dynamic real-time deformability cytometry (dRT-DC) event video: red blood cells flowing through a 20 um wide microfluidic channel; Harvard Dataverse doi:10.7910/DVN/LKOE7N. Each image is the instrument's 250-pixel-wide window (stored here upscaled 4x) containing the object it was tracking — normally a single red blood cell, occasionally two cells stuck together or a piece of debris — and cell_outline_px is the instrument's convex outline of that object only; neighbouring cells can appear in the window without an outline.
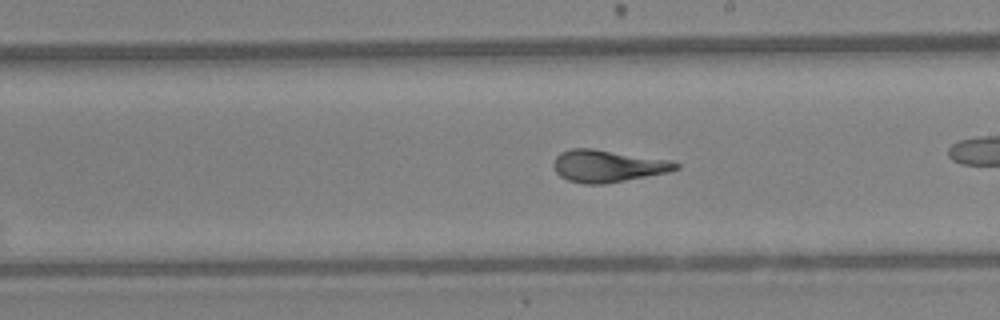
{"species": "Egyptian fruit bat (a non-hibernating species)", "species_latin": "Rousettus aegyptiacus", "temperature_condition": "warm", "stored_images_in_passage": 26, "camera_frame_rate_fps": 3000, "um_per_image_px": 0.085, "animal": {"sex": "female"}, "frame": {"image": 1, "passage_image": 15, "time_ms": 4.667, "image_size_px": [1000, 320], "cell_outline_px": [[680, 168], [668, 172], [604, 184], [584, 184], [568, 180], [560, 176], [556, 172], [552, 164], [556, 156], [560, 152], [572, 148], [592, 148], [672, 160], [680, 164]], "centroid_in_image_um": [51.65, 14.1], "position_along_channel_um": 237.3, "area_um2": 23.0}}
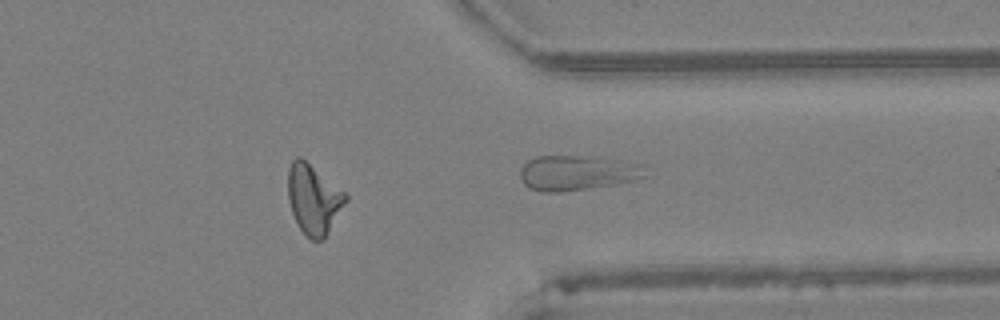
{"frame": {"image": 2, "passage_image": 26, "time_ms": 8.333, "image_size_px": [1000, 320], "cell_outline_px": [[648, 176], [616, 184], [560, 192], [540, 192], [528, 188], [524, 184], [520, 176], [520, 168], [528, 160], [536, 156], [580, 156], [628, 160], [640, 164]], "centroid_in_image_um": [49.04, 14.69], "position_along_channel_um": 362.4, "area_um2": 25.61}}